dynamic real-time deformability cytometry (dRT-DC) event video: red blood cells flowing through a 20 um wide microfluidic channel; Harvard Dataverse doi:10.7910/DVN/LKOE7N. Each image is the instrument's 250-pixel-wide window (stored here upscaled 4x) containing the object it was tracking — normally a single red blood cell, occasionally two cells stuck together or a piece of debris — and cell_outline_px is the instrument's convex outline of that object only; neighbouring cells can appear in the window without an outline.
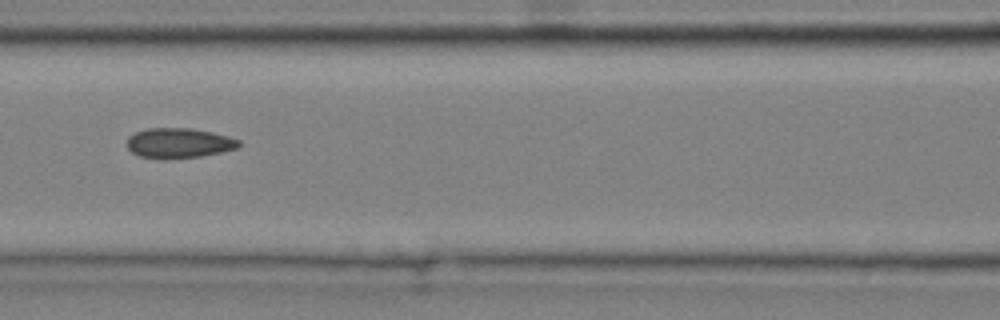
{"species": "common noctule bat (a hibernating species)", "species_latin": "Nyctalus noctula", "temperature_condition": "cold", "stored_images_in_passage": 9, "camera_frame_rate_fps": 3000, "um_per_image_px": 0.085, "animal": {"sex": "male", "body_mass_g": 20.4}, "frame": {"image": 1, "passage_image": 6, "time_ms": 1.667, "image_size_px": [1000, 320], "cell_outline_px": [[240, 144], [236, 148], [220, 152], [200, 156], [168, 160], [160, 160], [140, 156], [132, 152], [128, 148], [128, 136], [136, 132], [148, 128], [192, 128], [212, 132], [228, 136], [240, 140]], "centroid_in_image_um": [15.18, 12.17], "position_along_channel_um": 151.4, "area_um2": 19.71}}
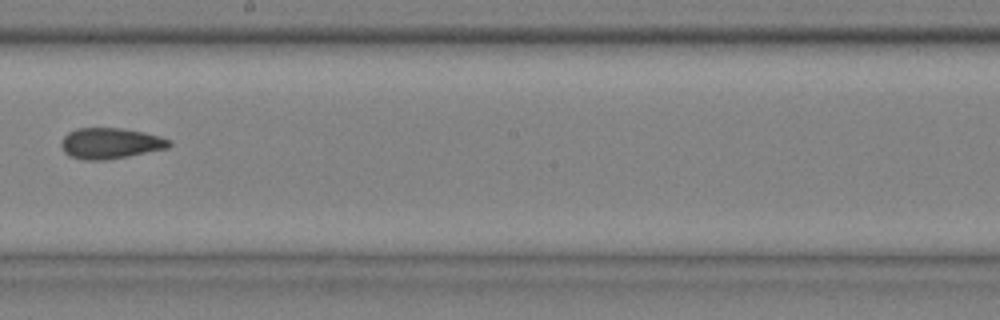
{"frame": {"image": 2, "passage_image": 8, "time_ms": 2.333, "image_size_px": [1000, 320], "cell_outline_px": [[172, 144], [168, 148], [128, 156], [104, 160], [84, 160], [72, 156], [64, 152], [60, 144], [64, 136], [68, 132], [76, 128], [124, 128], [144, 132], [160, 136], [172, 140]], "centroid_in_image_um": [9.4, 12.17], "position_along_channel_um": 238.8, "area_um2": 19.48}}
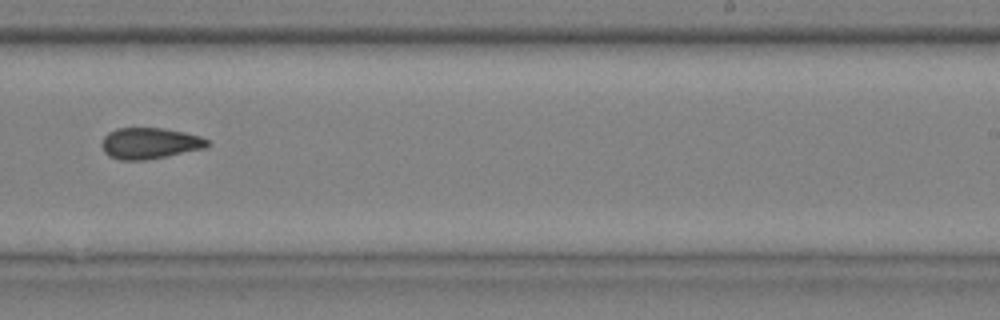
{"frame": {"image": 3, "passage_image": 9, "time_ms": 2.667, "image_size_px": [1000, 320], "cell_outline_px": [[212, 144], [204, 148], [168, 156], [144, 160], [120, 160], [108, 156], [104, 152], [100, 144], [104, 136], [108, 132], [116, 128], [164, 128], [184, 132], [200, 136], [208, 140]], "centroid_in_image_um": [12.71, 12.18], "position_along_channel_um": 276.3, "area_um2": 19.36}}